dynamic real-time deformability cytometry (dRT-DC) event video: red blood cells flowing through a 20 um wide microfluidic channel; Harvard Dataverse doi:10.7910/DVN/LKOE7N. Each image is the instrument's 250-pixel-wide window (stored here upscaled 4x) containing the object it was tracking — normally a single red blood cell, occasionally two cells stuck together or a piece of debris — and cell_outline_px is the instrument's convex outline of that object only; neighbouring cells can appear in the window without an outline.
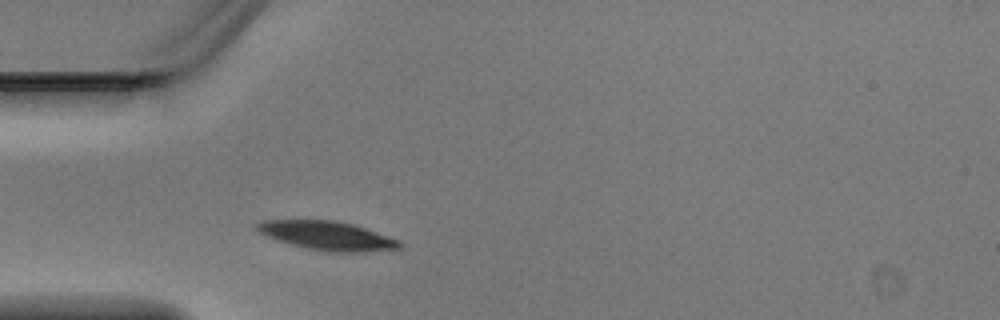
{"species": "Egyptian fruit bat (a non-hibernating species)", "species_latin": "Rousettus aegyptiacus", "temperature_condition": "warm", "stored_images_in_passage": 1, "camera_frame_rate_fps": 3000, "um_per_image_px": 0.085, "animal": {"sex": "male"}, "frame": {"image": 1, "passage_image": 1, "time_ms": 0.0, "image_size_px": [1000, 320], "cell_outline_px": [[400, 248], [364, 252], [328, 252], [308, 248], [292, 244], [268, 236], [252, 228], [252, 224], [264, 220], [332, 220], [352, 224], [400, 240]], "centroid_in_image_um": [27.78, 20.02], "position_along_channel_um": 57.2, "area_um2": 23.7}}